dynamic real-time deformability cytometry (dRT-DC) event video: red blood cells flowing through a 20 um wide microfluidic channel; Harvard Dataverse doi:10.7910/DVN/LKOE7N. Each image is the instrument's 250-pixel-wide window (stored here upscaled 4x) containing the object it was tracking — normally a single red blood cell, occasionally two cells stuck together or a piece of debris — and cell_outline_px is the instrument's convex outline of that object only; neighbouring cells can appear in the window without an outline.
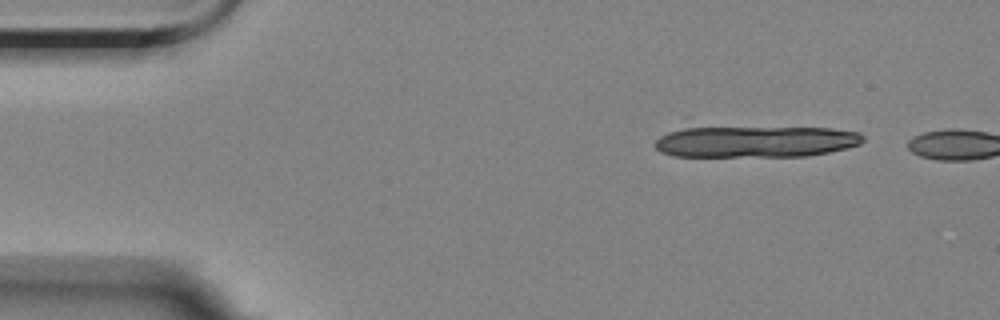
{"species": "Egyptian fruit bat (a non-hibernating species)", "species_latin": "Rousettus aegyptiacus", "temperature_condition": "room temperature", "stored_images_in_passage": 2, "camera_frame_rate_fps": 3000, "um_per_image_px": 0.085, "animal": {"sex": "female"}, "frame": {"image": 1, "passage_image": 1, "time_ms": 0.0, "image_size_px": [1000, 320], "cell_outline_px": [[864, 140], [860, 144], [848, 148], [808, 156], [672, 156], [660, 152], [652, 144], [660, 136], [668, 132], [684, 128], [832, 128], [860, 132], [864, 136]], "centroid_in_image_um": [64.24, 12.04], "position_along_channel_um": 20.8, "area_um2": 37.97}}